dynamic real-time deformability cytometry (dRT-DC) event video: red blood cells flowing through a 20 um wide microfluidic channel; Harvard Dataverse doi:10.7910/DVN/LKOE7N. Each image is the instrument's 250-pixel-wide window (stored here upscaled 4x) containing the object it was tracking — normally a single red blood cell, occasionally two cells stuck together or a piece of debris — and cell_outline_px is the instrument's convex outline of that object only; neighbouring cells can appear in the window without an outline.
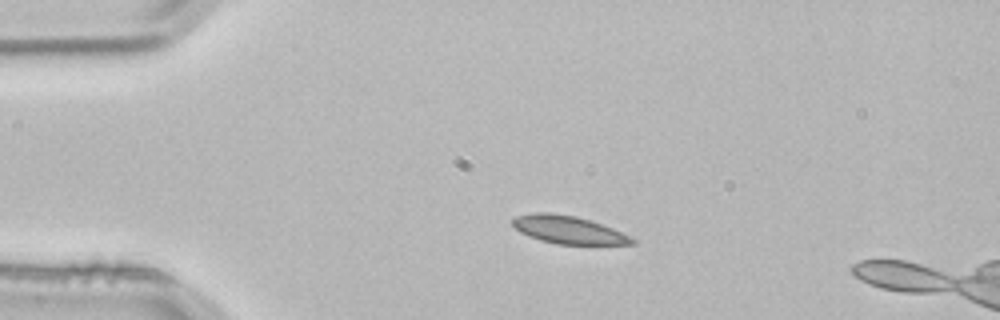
{"species": "common noctule bat (a hibernating species)", "species_latin": "Nyctalus noctula", "temperature_condition": "room temperature", "stored_images_in_passage": 4, "segment_of_instrument_passage": [1, 2], "camera_frame_rate_fps": 3000, "um_per_image_px": 0.085, "animal": {"sex": "male", "body_mass_g": 21.5, "forearm_length_mm": 52.0}, "frame": {"image": 1, "passage_image": 2, "time_ms": 0.333, "image_size_px": [1000, 320], "cell_outline_px": [[636, 244], [556, 244], [540, 240], [528, 236], [520, 232], [512, 224], [512, 220], [516, 216], [532, 212], [552, 212], [576, 216], [612, 228], [636, 240]], "centroid_in_image_um": [48.26, 19.52], "position_along_channel_um": 36.7, "area_um2": 19.25}}